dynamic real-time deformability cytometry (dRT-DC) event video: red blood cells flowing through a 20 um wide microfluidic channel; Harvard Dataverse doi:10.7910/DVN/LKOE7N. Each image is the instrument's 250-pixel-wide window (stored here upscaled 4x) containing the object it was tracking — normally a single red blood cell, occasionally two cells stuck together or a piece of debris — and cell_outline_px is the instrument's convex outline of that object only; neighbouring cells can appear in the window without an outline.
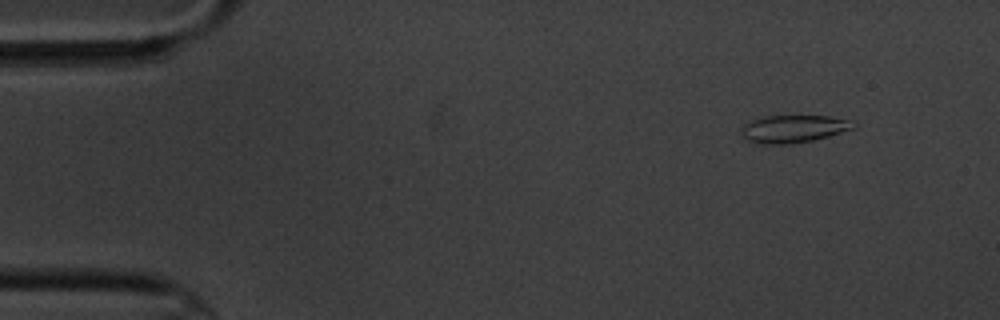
{"species": "common noctule bat (a hibernating species)", "species_latin": "Nyctalus noctula", "temperature_condition": "cold", "stored_images_in_passage": 5, "camera_frame_rate_fps": 3000, "um_per_image_px": 0.085, "animal": {"sex": "male", "body_mass_g": 20.1, "forearm_length_mm": 53.5}, "frame": {"image": 1, "passage_image": 2, "time_ms": 1.333, "image_size_px": [1000, 320], "cell_outline_px": [[856, 128], [828, 136], [812, 140], [788, 144], [764, 144], [748, 140], [740, 132], [752, 120], [764, 116], [828, 116], [844, 120], [856, 124]], "centroid_in_image_um": [67.46, 10.95], "position_along_channel_um": 17.5, "area_um2": 17.51}}
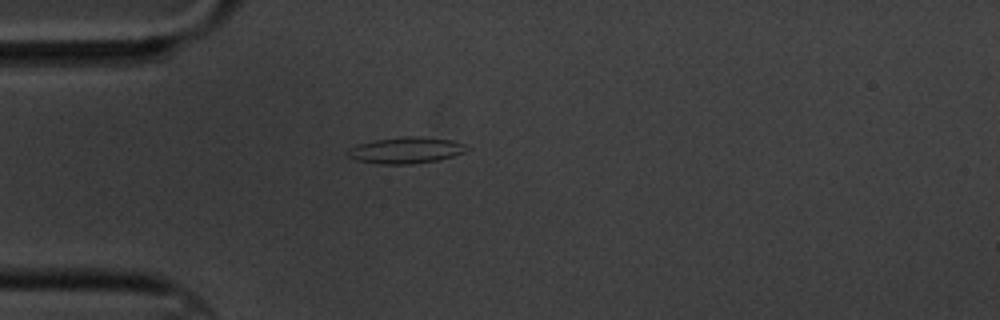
{"frame": {"image": 2, "passage_image": 5, "time_ms": 4.667, "image_size_px": [1000, 320], "cell_outline_px": [[472, 148], [464, 152], [452, 156], [436, 160], [412, 164], [376, 164], [356, 160], [348, 156], [348, 148], [356, 144], [376, 140], [404, 136], [420, 136], [452, 140], [464, 144]], "centroid_in_image_um": [34.5, 12.77], "position_along_channel_um": 50.5, "area_um2": 18.32}}